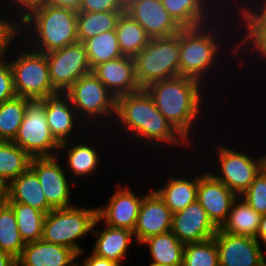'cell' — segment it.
<instances>
[{
  "label": "cell",
  "instance_id": "obj_49",
  "mask_svg": "<svg viewBox=\"0 0 266 266\" xmlns=\"http://www.w3.org/2000/svg\"><path fill=\"white\" fill-rule=\"evenodd\" d=\"M120 3H121V5L125 8V7H127L132 1H134V0H118Z\"/></svg>",
  "mask_w": 266,
  "mask_h": 266
},
{
  "label": "cell",
  "instance_id": "obj_25",
  "mask_svg": "<svg viewBox=\"0 0 266 266\" xmlns=\"http://www.w3.org/2000/svg\"><path fill=\"white\" fill-rule=\"evenodd\" d=\"M238 198L239 196L234 200L226 221L219 229L229 234L256 239L261 215L244 199Z\"/></svg>",
  "mask_w": 266,
  "mask_h": 266
},
{
  "label": "cell",
  "instance_id": "obj_34",
  "mask_svg": "<svg viewBox=\"0 0 266 266\" xmlns=\"http://www.w3.org/2000/svg\"><path fill=\"white\" fill-rule=\"evenodd\" d=\"M27 98H15L0 103V141H13L22 123Z\"/></svg>",
  "mask_w": 266,
  "mask_h": 266
},
{
  "label": "cell",
  "instance_id": "obj_40",
  "mask_svg": "<svg viewBox=\"0 0 266 266\" xmlns=\"http://www.w3.org/2000/svg\"><path fill=\"white\" fill-rule=\"evenodd\" d=\"M14 21L15 20L10 21L9 19L5 20L0 17V58H4L8 47H10V43L12 44V40H14L18 34L22 33V29L19 30L17 27L20 25V20Z\"/></svg>",
  "mask_w": 266,
  "mask_h": 266
},
{
  "label": "cell",
  "instance_id": "obj_6",
  "mask_svg": "<svg viewBox=\"0 0 266 266\" xmlns=\"http://www.w3.org/2000/svg\"><path fill=\"white\" fill-rule=\"evenodd\" d=\"M100 222L96 208L81 209L73 205L53 209L46 214L42 240L71 248L80 256L84 249L78 245L77 239L87 235Z\"/></svg>",
  "mask_w": 266,
  "mask_h": 266
},
{
  "label": "cell",
  "instance_id": "obj_12",
  "mask_svg": "<svg viewBox=\"0 0 266 266\" xmlns=\"http://www.w3.org/2000/svg\"><path fill=\"white\" fill-rule=\"evenodd\" d=\"M213 238L218 248L219 266H266L257 239L229 234L219 228Z\"/></svg>",
  "mask_w": 266,
  "mask_h": 266
},
{
  "label": "cell",
  "instance_id": "obj_51",
  "mask_svg": "<svg viewBox=\"0 0 266 266\" xmlns=\"http://www.w3.org/2000/svg\"><path fill=\"white\" fill-rule=\"evenodd\" d=\"M149 266H161V265H158V264H154V263H149Z\"/></svg>",
  "mask_w": 266,
  "mask_h": 266
},
{
  "label": "cell",
  "instance_id": "obj_18",
  "mask_svg": "<svg viewBox=\"0 0 266 266\" xmlns=\"http://www.w3.org/2000/svg\"><path fill=\"white\" fill-rule=\"evenodd\" d=\"M92 73L116 98L141 90L135 75L133 57L122 56L101 63L92 69Z\"/></svg>",
  "mask_w": 266,
  "mask_h": 266
},
{
  "label": "cell",
  "instance_id": "obj_20",
  "mask_svg": "<svg viewBox=\"0 0 266 266\" xmlns=\"http://www.w3.org/2000/svg\"><path fill=\"white\" fill-rule=\"evenodd\" d=\"M77 258L73 249L41 239L24 246L17 266H76Z\"/></svg>",
  "mask_w": 266,
  "mask_h": 266
},
{
  "label": "cell",
  "instance_id": "obj_45",
  "mask_svg": "<svg viewBox=\"0 0 266 266\" xmlns=\"http://www.w3.org/2000/svg\"><path fill=\"white\" fill-rule=\"evenodd\" d=\"M45 3L58 7L69 8L78 12L82 0H45Z\"/></svg>",
  "mask_w": 266,
  "mask_h": 266
},
{
  "label": "cell",
  "instance_id": "obj_35",
  "mask_svg": "<svg viewBox=\"0 0 266 266\" xmlns=\"http://www.w3.org/2000/svg\"><path fill=\"white\" fill-rule=\"evenodd\" d=\"M68 145V141L60 144L59 150L65 151L67 148V163L74 175L79 177L86 174L90 175L92 172L94 173L100 160L97 150L90 147L89 144L86 145V143L77 144L73 147H69Z\"/></svg>",
  "mask_w": 266,
  "mask_h": 266
},
{
  "label": "cell",
  "instance_id": "obj_31",
  "mask_svg": "<svg viewBox=\"0 0 266 266\" xmlns=\"http://www.w3.org/2000/svg\"><path fill=\"white\" fill-rule=\"evenodd\" d=\"M91 69L123 56L115 30L106 31L83 42Z\"/></svg>",
  "mask_w": 266,
  "mask_h": 266
},
{
  "label": "cell",
  "instance_id": "obj_26",
  "mask_svg": "<svg viewBox=\"0 0 266 266\" xmlns=\"http://www.w3.org/2000/svg\"><path fill=\"white\" fill-rule=\"evenodd\" d=\"M199 177L200 175L193 180L171 177L167 185L154 191L174 214L197 201Z\"/></svg>",
  "mask_w": 266,
  "mask_h": 266
},
{
  "label": "cell",
  "instance_id": "obj_30",
  "mask_svg": "<svg viewBox=\"0 0 266 266\" xmlns=\"http://www.w3.org/2000/svg\"><path fill=\"white\" fill-rule=\"evenodd\" d=\"M31 159L13 141H0V178L8 185L30 167Z\"/></svg>",
  "mask_w": 266,
  "mask_h": 266
},
{
  "label": "cell",
  "instance_id": "obj_29",
  "mask_svg": "<svg viewBox=\"0 0 266 266\" xmlns=\"http://www.w3.org/2000/svg\"><path fill=\"white\" fill-rule=\"evenodd\" d=\"M124 11L77 12L78 42L92 38L106 31L115 30Z\"/></svg>",
  "mask_w": 266,
  "mask_h": 266
},
{
  "label": "cell",
  "instance_id": "obj_8",
  "mask_svg": "<svg viewBox=\"0 0 266 266\" xmlns=\"http://www.w3.org/2000/svg\"><path fill=\"white\" fill-rule=\"evenodd\" d=\"M13 142L31 157H54L60 144L52 136L45 113L44 99H28L22 123Z\"/></svg>",
  "mask_w": 266,
  "mask_h": 266
},
{
  "label": "cell",
  "instance_id": "obj_28",
  "mask_svg": "<svg viewBox=\"0 0 266 266\" xmlns=\"http://www.w3.org/2000/svg\"><path fill=\"white\" fill-rule=\"evenodd\" d=\"M123 56L135 57L151 40L144 28L125 11L115 29Z\"/></svg>",
  "mask_w": 266,
  "mask_h": 266
},
{
  "label": "cell",
  "instance_id": "obj_22",
  "mask_svg": "<svg viewBox=\"0 0 266 266\" xmlns=\"http://www.w3.org/2000/svg\"><path fill=\"white\" fill-rule=\"evenodd\" d=\"M6 202L29 205L45 214L53 210L36 173L30 167L8 184Z\"/></svg>",
  "mask_w": 266,
  "mask_h": 266
},
{
  "label": "cell",
  "instance_id": "obj_9",
  "mask_svg": "<svg viewBox=\"0 0 266 266\" xmlns=\"http://www.w3.org/2000/svg\"><path fill=\"white\" fill-rule=\"evenodd\" d=\"M66 94L77 115L79 114L78 117L84 116V120L86 118L101 120L110 115L111 118L115 117L116 97L92 72L80 77Z\"/></svg>",
  "mask_w": 266,
  "mask_h": 266
},
{
  "label": "cell",
  "instance_id": "obj_41",
  "mask_svg": "<svg viewBox=\"0 0 266 266\" xmlns=\"http://www.w3.org/2000/svg\"><path fill=\"white\" fill-rule=\"evenodd\" d=\"M83 12L125 11L118 0H82L80 9Z\"/></svg>",
  "mask_w": 266,
  "mask_h": 266
},
{
  "label": "cell",
  "instance_id": "obj_19",
  "mask_svg": "<svg viewBox=\"0 0 266 266\" xmlns=\"http://www.w3.org/2000/svg\"><path fill=\"white\" fill-rule=\"evenodd\" d=\"M105 207L97 209V218L114 228L134 230L144 196H137L130 188L118 187Z\"/></svg>",
  "mask_w": 266,
  "mask_h": 266
},
{
  "label": "cell",
  "instance_id": "obj_4",
  "mask_svg": "<svg viewBox=\"0 0 266 266\" xmlns=\"http://www.w3.org/2000/svg\"><path fill=\"white\" fill-rule=\"evenodd\" d=\"M210 24L211 22L180 30L179 76L191 77L202 83L209 71L214 70L212 67L219 58L217 54L221 45L213 35L216 32L215 29L214 32L209 29Z\"/></svg>",
  "mask_w": 266,
  "mask_h": 266
},
{
  "label": "cell",
  "instance_id": "obj_1",
  "mask_svg": "<svg viewBox=\"0 0 266 266\" xmlns=\"http://www.w3.org/2000/svg\"><path fill=\"white\" fill-rule=\"evenodd\" d=\"M116 121L126 128V132L144 143L189 144V142L159 112L152 97L145 89L116 98ZM179 139V140H178ZM154 142H156L154 144ZM174 143V144H173Z\"/></svg>",
  "mask_w": 266,
  "mask_h": 266
},
{
  "label": "cell",
  "instance_id": "obj_21",
  "mask_svg": "<svg viewBox=\"0 0 266 266\" xmlns=\"http://www.w3.org/2000/svg\"><path fill=\"white\" fill-rule=\"evenodd\" d=\"M43 99L45 101L46 120L52 136L59 144L70 142L67 138L73 133V127L76 126V117L78 116L69 96L66 93H56Z\"/></svg>",
  "mask_w": 266,
  "mask_h": 266
},
{
  "label": "cell",
  "instance_id": "obj_23",
  "mask_svg": "<svg viewBox=\"0 0 266 266\" xmlns=\"http://www.w3.org/2000/svg\"><path fill=\"white\" fill-rule=\"evenodd\" d=\"M105 226L106 228L102 232L92 229L91 232L96 234L97 240L91 253L121 265V261L129 251L132 238L135 239L134 233L126 228Z\"/></svg>",
  "mask_w": 266,
  "mask_h": 266
},
{
  "label": "cell",
  "instance_id": "obj_13",
  "mask_svg": "<svg viewBox=\"0 0 266 266\" xmlns=\"http://www.w3.org/2000/svg\"><path fill=\"white\" fill-rule=\"evenodd\" d=\"M57 157H32L30 168L41 183L48 204L53 208L71 207L68 178Z\"/></svg>",
  "mask_w": 266,
  "mask_h": 266
},
{
  "label": "cell",
  "instance_id": "obj_2",
  "mask_svg": "<svg viewBox=\"0 0 266 266\" xmlns=\"http://www.w3.org/2000/svg\"><path fill=\"white\" fill-rule=\"evenodd\" d=\"M201 86L197 79L177 76L145 88L159 112L187 141L201 112Z\"/></svg>",
  "mask_w": 266,
  "mask_h": 266
},
{
  "label": "cell",
  "instance_id": "obj_27",
  "mask_svg": "<svg viewBox=\"0 0 266 266\" xmlns=\"http://www.w3.org/2000/svg\"><path fill=\"white\" fill-rule=\"evenodd\" d=\"M141 244L149 246L154 260L152 263L161 266H182L185 244L181 243L172 231L149 237Z\"/></svg>",
  "mask_w": 266,
  "mask_h": 266
},
{
  "label": "cell",
  "instance_id": "obj_15",
  "mask_svg": "<svg viewBox=\"0 0 266 266\" xmlns=\"http://www.w3.org/2000/svg\"><path fill=\"white\" fill-rule=\"evenodd\" d=\"M173 213L153 190L146 193L133 230L136 242L141 244L149 237L166 233L172 229Z\"/></svg>",
  "mask_w": 266,
  "mask_h": 266
},
{
  "label": "cell",
  "instance_id": "obj_11",
  "mask_svg": "<svg viewBox=\"0 0 266 266\" xmlns=\"http://www.w3.org/2000/svg\"><path fill=\"white\" fill-rule=\"evenodd\" d=\"M218 160L220 174L211 175L218 181L224 183L237 196H241L262 171V158L256 160L239 151L218 146Z\"/></svg>",
  "mask_w": 266,
  "mask_h": 266
},
{
  "label": "cell",
  "instance_id": "obj_50",
  "mask_svg": "<svg viewBox=\"0 0 266 266\" xmlns=\"http://www.w3.org/2000/svg\"><path fill=\"white\" fill-rule=\"evenodd\" d=\"M262 158V171L266 173V154Z\"/></svg>",
  "mask_w": 266,
  "mask_h": 266
},
{
  "label": "cell",
  "instance_id": "obj_14",
  "mask_svg": "<svg viewBox=\"0 0 266 266\" xmlns=\"http://www.w3.org/2000/svg\"><path fill=\"white\" fill-rule=\"evenodd\" d=\"M125 12L144 28L150 38L172 36L182 29L161 0H134L125 7Z\"/></svg>",
  "mask_w": 266,
  "mask_h": 266
},
{
  "label": "cell",
  "instance_id": "obj_42",
  "mask_svg": "<svg viewBox=\"0 0 266 266\" xmlns=\"http://www.w3.org/2000/svg\"><path fill=\"white\" fill-rule=\"evenodd\" d=\"M250 42L253 44V50L266 58V30L246 31L240 44L245 45L246 43L250 44Z\"/></svg>",
  "mask_w": 266,
  "mask_h": 266
},
{
  "label": "cell",
  "instance_id": "obj_37",
  "mask_svg": "<svg viewBox=\"0 0 266 266\" xmlns=\"http://www.w3.org/2000/svg\"><path fill=\"white\" fill-rule=\"evenodd\" d=\"M248 205L260 215L266 214V173L261 171L250 184L248 189L240 196Z\"/></svg>",
  "mask_w": 266,
  "mask_h": 266
},
{
  "label": "cell",
  "instance_id": "obj_24",
  "mask_svg": "<svg viewBox=\"0 0 266 266\" xmlns=\"http://www.w3.org/2000/svg\"><path fill=\"white\" fill-rule=\"evenodd\" d=\"M209 1L210 0H161L162 5L181 28H193L211 22L210 19L207 18L211 15V13H209L211 7H208V5L211 6Z\"/></svg>",
  "mask_w": 266,
  "mask_h": 266
},
{
  "label": "cell",
  "instance_id": "obj_10",
  "mask_svg": "<svg viewBox=\"0 0 266 266\" xmlns=\"http://www.w3.org/2000/svg\"><path fill=\"white\" fill-rule=\"evenodd\" d=\"M49 77L57 93H66L83 75L92 72L82 42L46 53Z\"/></svg>",
  "mask_w": 266,
  "mask_h": 266
},
{
  "label": "cell",
  "instance_id": "obj_48",
  "mask_svg": "<svg viewBox=\"0 0 266 266\" xmlns=\"http://www.w3.org/2000/svg\"><path fill=\"white\" fill-rule=\"evenodd\" d=\"M7 184L0 178V203L7 200Z\"/></svg>",
  "mask_w": 266,
  "mask_h": 266
},
{
  "label": "cell",
  "instance_id": "obj_47",
  "mask_svg": "<svg viewBox=\"0 0 266 266\" xmlns=\"http://www.w3.org/2000/svg\"><path fill=\"white\" fill-rule=\"evenodd\" d=\"M0 266H17V260L10 254L0 250Z\"/></svg>",
  "mask_w": 266,
  "mask_h": 266
},
{
  "label": "cell",
  "instance_id": "obj_32",
  "mask_svg": "<svg viewBox=\"0 0 266 266\" xmlns=\"http://www.w3.org/2000/svg\"><path fill=\"white\" fill-rule=\"evenodd\" d=\"M25 245L13 208L6 201L0 203V250L17 260Z\"/></svg>",
  "mask_w": 266,
  "mask_h": 266
},
{
  "label": "cell",
  "instance_id": "obj_3",
  "mask_svg": "<svg viewBox=\"0 0 266 266\" xmlns=\"http://www.w3.org/2000/svg\"><path fill=\"white\" fill-rule=\"evenodd\" d=\"M34 41L32 49L48 53L78 42L77 11L43 3L20 20ZM32 33V34H31ZM35 36H34V35ZM39 47V48H38Z\"/></svg>",
  "mask_w": 266,
  "mask_h": 266
},
{
  "label": "cell",
  "instance_id": "obj_16",
  "mask_svg": "<svg viewBox=\"0 0 266 266\" xmlns=\"http://www.w3.org/2000/svg\"><path fill=\"white\" fill-rule=\"evenodd\" d=\"M217 230L198 201L173 214L171 231L183 244L212 239Z\"/></svg>",
  "mask_w": 266,
  "mask_h": 266
},
{
  "label": "cell",
  "instance_id": "obj_46",
  "mask_svg": "<svg viewBox=\"0 0 266 266\" xmlns=\"http://www.w3.org/2000/svg\"><path fill=\"white\" fill-rule=\"evenodd\" d=\"M256 239L258 241L261 239V241L264 244L263 246L264 247L266 246V214L261 215V219H260V223H259V229H258Z\"/></svg>",
  "mask_w": 266,
  "mask_h": 266
},
{
  "label": "cell",
  "instance_id": "obj_38",
  "mask_svg": "<svg viewBox=\"0 0 266 266\" xmlns=\"http://www.w3.org/2000/svg\"><path fill=\"white\" fill-rule=\"evenodd\" d=\"M257 2L262 3V4H257ZM255 5L253 6V10L251 7H243L240 5V14H242V18L244 20V30L246 31H263L266 30V0H257ZM260 7H259V6ZM256 6V7H255ZM258 6V7H257ZM260 8V9H259ZM260 11H259V10Z\"/></svg>",
  "mask_w": 266,
  "mask_h": 266
},
{
  "label": "cell",
  "instance_id": "obj_17",
  "mask_svg": "<svg viewBox=\"0 0 266 266\" xmlns=\"http://www.w3.org/2000/svg\"><path fill=\"white\" fill-rule=\"evenodd\" d=\"M238 196L210 172L198 179L197 201L205 209L208 218L220 228L226 221L231 206Z\"/></svg>",
  "mask_w": 266,
  "mask_h": 266
},
{
  "label": "cell",
  "instance_id": "obj_44",
  "mask_svg": "<svg viewBox=\"0 0 266 266\" xmlns=\"http://www.w3.org/2000/svg\"><path fill=\"white\" fill-rule=\"evenodd\" d=\"M78 266H120L118 263L109 261L105 258H100L93 253L90 254V256H86V259L84 260V263L77 264Z\"/></svg>",
  "mask_w": 266,
  "mask_h": 266
},
{
  "label": "cell",
  "instance_id": "obj_36",
  "mask_svg": "<svg viewBox=\"0 0 266 266\" xmlns=\"http://www.w3.org/2000/svg\"><path fill=\"white\" fill-rule=\"evenodd\" d=\"M182 266H219L215 239L185 244Z\"/></svg>",
  "mask_w": 266,
  "mask_h": 266
},
{
  "label": "cell",
  "instance_id": "obj_5",
  "mask_svg": "<svg viewBox=\"0 0 266 266\" xmlns=\"http://www.w3.org/2000/svg\"><path fill=\"white\" fill-rule=\"evenodd\" d=\"M134 62L141 89L179 76V32L172 36L151 38L134 57Z\"/></svg>",
  "mask_w": 266,
  "mask_h": 266
},
{
  "label": "cell",
  "instance_id": "obj_43",
  "mask_svg": "<svg viewBox=\"0 0 266 266\" xmlns=\"http://www.w3.org/2000/svg\"><path fill=\"white\" fill-rule=\"evenodd\" d=\"M10 1L16 4L15 6L18 7V10L20 9L19 12L20 15L23 14L22 16L19 17L20 20L24 18L32 9L40 6L45 2V0H10ZM21 9H23V11Z\"/></svg>",
  "mask_w": 266,
  "mask_h": 266
},
{
  "label": "cell",
  "instance_id": "obj_39",
  "mask_svg": "<svg viewBox=\"0 0 266 266\" xmlns=\"http://www.w3.org/2000/svg\"><path fill=\"white\" fill-rule=\"evenodd\" d=\"M16 97L13 75L9 61L0 58V103Z\"/></svg>",
  "mask_w": 266,
  "mask_h": 266
},
{
  "label": "cell",
  "instance_id": "obj_7",
  "mask_svg": "<svg viewBox=\"0 0 266 266\" xmlns=\"http://www.w3.org/2000/svg\"><path fill=\"white\" fill-rule=\"evenodd\" d=\"M20 52L12 60L10 67L13 75L16 96L27 99H43L56 94L49 77L46 53L34 51Z\"/></svg>",
  "mask_w": 266,
  "mask_h": 266
},
{
  "label": "cell",
  "instance_id": "obj_33",
  "mask_svg": "<svg viewBox=\"0 0 266 266\" xmlns=\"http://www.w3.org/2000/svg\"><path fill=\"white\" fill-rule=\"evenodd\" d=\"M16 216L18 230L25 244L42 239L46 214L29 205L8 203Z\"/></svg>",
  "mask_w": 266,
  "mask_h": 266
}]
</instances>
